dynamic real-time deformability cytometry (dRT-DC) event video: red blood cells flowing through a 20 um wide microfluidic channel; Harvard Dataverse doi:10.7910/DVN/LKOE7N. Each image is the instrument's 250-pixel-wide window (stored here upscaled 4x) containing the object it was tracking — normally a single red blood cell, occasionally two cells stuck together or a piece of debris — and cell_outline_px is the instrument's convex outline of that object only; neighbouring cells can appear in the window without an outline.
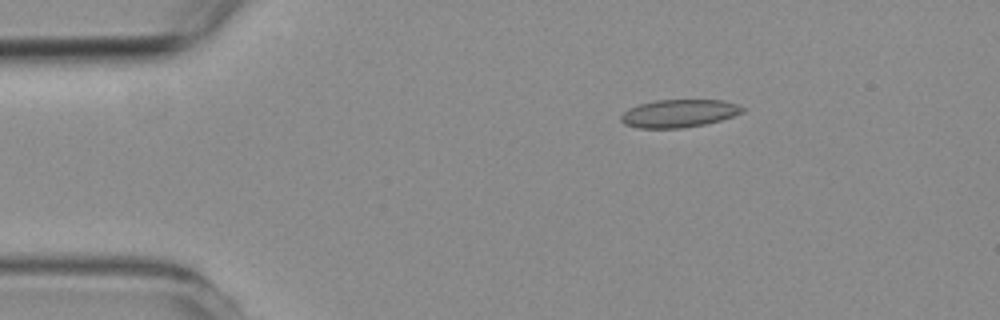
{"species": "common noctule bat (a hibernating species)", "species_latin": "Nyctalus noctula", "temperature_condition": "room temperature", "stored_images_in_passage": 46, "camera_frame_rate_fps": 3000, "um_per_image_px": 0.085, "animal": {"sex": "female", "body_mass_g": 19.3, "forearm_length_mm": 54.1}, "frame": {"image": 1, "passage_image": 1, "time_ms": 0.0, "image_size_px": [1000, 320], "cell_outline_px": [[744, 112], [720, 120], [704, 124], [680, 128], [640, 128], [624, 124], [620, 120], [620, 116], [628, 108], [640, 104], [656, 100], [720, 100], [736, 104], [744, 108]], "centroid_in_image_um": [57.68, 9.64], "position_along_channel_um": 27.3, "area_um2": 19.54}}
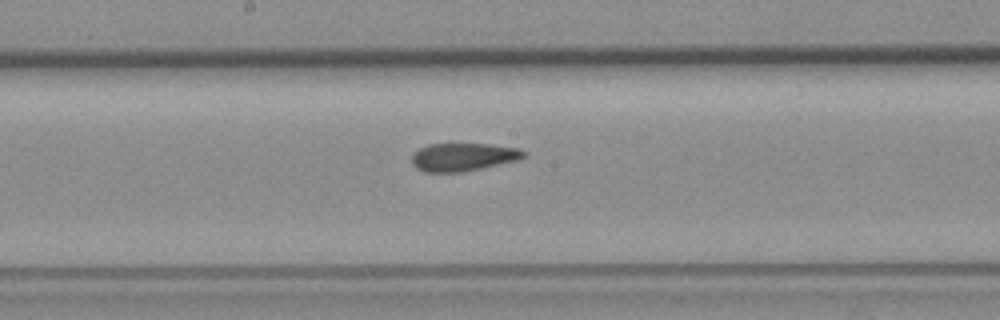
{"frame": {"image": 2, "passage_image": 20, "time_ms": 6.333, "image_size_px": [1000, 320], "cell_outline_px": [[528, 156], [520, 160], [460, 172], [424, 172], [416, 168], [412, 164], [412, 156], [420, 148], [428, 144], [488, 144], [520, 148], [528, 152]], "centroid_in_image_um": [39.43, 13.34], "position_along_channel_um": 208.8, "area_um2": 18.38}}
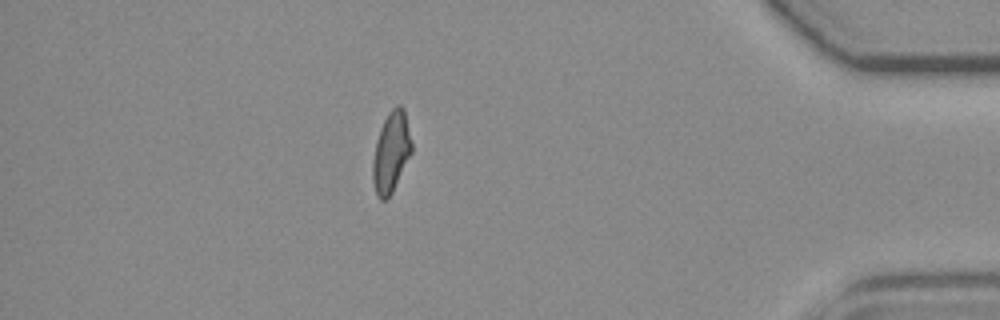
{"frame": {"image": 3, "passage_image": 39, "time_ms": 12.667, "image_size_px": [1000, 320], "cell_outline_px": [[412, 152], [392, 192], [384, 200], [380, 200], [376, 196], [372, 180], [372, 160], [376, 140], [380, 128], [388, 112], [396, 104], [400, 104], [404, 108], [412, 144]], "centroid_in_image_um": [33.23, 12.92], "position_along_channel_um": 402.0, "area_um2": 18.38}, "authors_computed_cell_mechanics": {"area_um2": 18.8139, "velocity_mm_per_s": 3.7876, "shape_relaxation_time_tau1_ms": null, "shape_relaxation_time_tau2_ms": 2.1765, "deformation_change_tau1": null, "deformation_change_tau2": 0.1013}}